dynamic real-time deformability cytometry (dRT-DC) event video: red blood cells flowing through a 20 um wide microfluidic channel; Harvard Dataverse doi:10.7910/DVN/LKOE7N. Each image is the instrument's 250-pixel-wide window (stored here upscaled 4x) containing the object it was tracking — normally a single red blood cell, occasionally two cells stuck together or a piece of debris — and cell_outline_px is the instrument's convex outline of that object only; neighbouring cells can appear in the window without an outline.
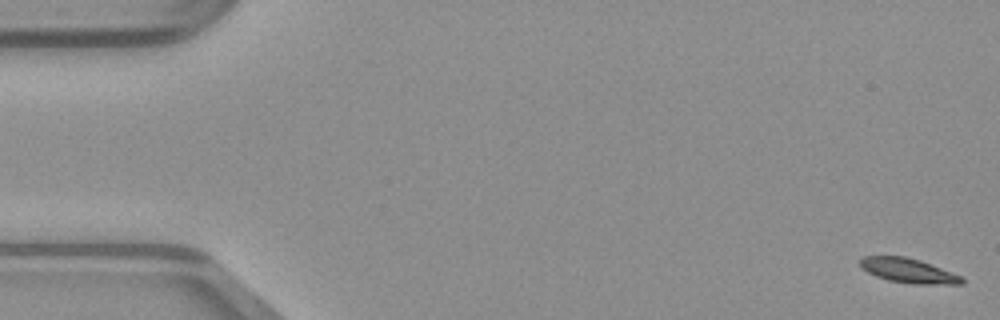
{"species": "common noctule bat (a hibernating species)", "species_latin": "Nyctalus noctula", "temperature_condition": "warm", "stored_images_in_passage": 50, "camera_frame_rate_fps": 3000, "um_per_image_px": 0.085, "animal": {"sex": "male", "body_mass_g": 23.1, "forearm_length_mm": 52.7}, "frame": {"image": 1, "passage_image": 1, "time_ms": 0.0, "image_size_px": [1000, 320], "cell_outline_px": [[964, 284], [912, 284], [888, 280], [876, 276], [860, 268], [860, 260], [864, 256], [904, 256], [920, 260], [960, 276], [964, 280]], "centroid_in_image_um": [77.18, 23.01], "position_along_channel_um": 7.8, "area_um2": 14.39}}
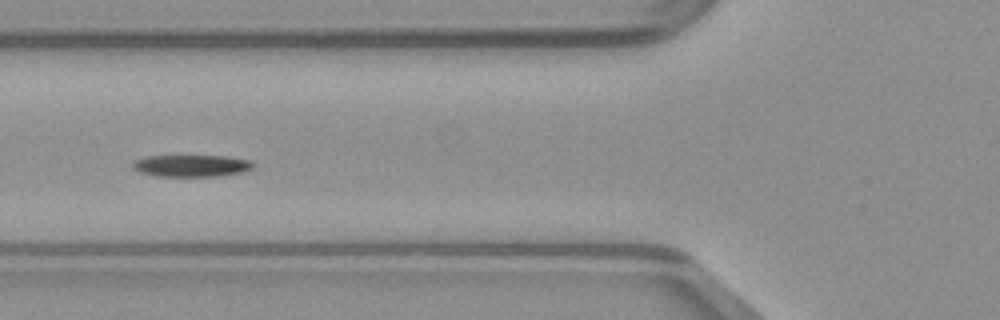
{"frame": {"image": 2, "passage_image": 19, "time_ms": 6.0, "image_size_px": [1000, 320], "cell_outline_px": [[256, 164], [252, 168], [240, 172], [220, 176], [156, 176], [140, 172], [132, 168], [132, 160], [144, 156], [228, 156], [252, 160]], "centroid_in_image_um": [16.26, 14.08], "position_along_channel_um": 109.5, "area_um2": 15.55}}
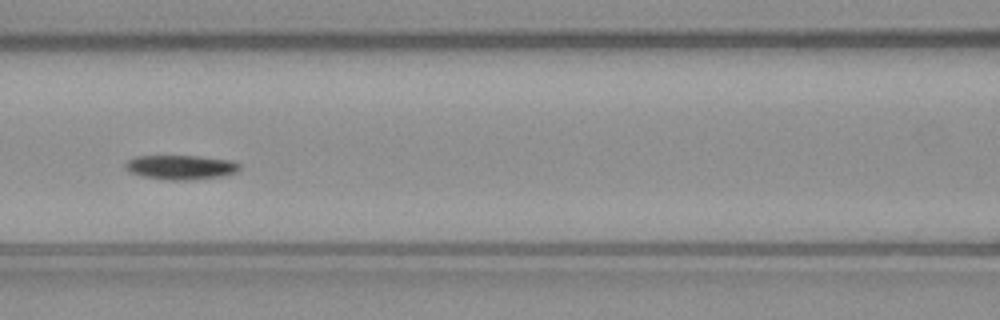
{"frame": {"image": 3, "passage_image": 22, "time_ms": 7.0, "image_size_px": [1000, 320], "cell_outline_px": [[240, 168], [236, 172], [224, 176], [188, 180], [168, 180], [140, 176], [128, 172], [124, 168], [124, 164], [128, 160], [136, 156], [196, 156], [232, 160], [240, 164]], "centroid_in_image_um": [15.34, 14.22], "position_along_channel_um": 151.3, "area_um2": 16.42}}